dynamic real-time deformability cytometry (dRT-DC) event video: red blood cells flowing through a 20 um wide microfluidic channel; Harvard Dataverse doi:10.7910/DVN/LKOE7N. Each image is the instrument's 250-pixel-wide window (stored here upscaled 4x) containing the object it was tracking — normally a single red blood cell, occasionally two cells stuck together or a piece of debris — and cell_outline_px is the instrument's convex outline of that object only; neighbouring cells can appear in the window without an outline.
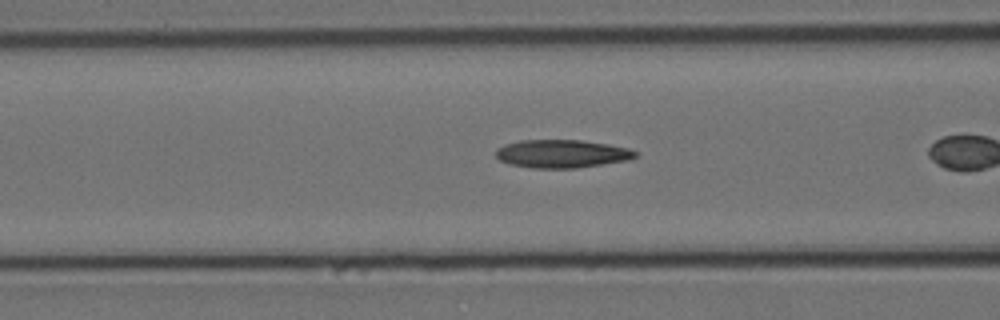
{"species": "Egyptian fruit bat (a non-hibernating species)", "species_latin": "Rousettus aegyptiacus", "temperature_condition": "cold", "stored_images_in_passage": 8, "camera_frame_rate_fps": 3000, "um_per_image_px": 0.085, "animal": {"sex": "female"}, "frame": {"image": 1, "passage_image": 7, "time_ms": 2.0, "image_size_px": [1000, 320], "cell_outline_px": [[640, 152], [636, 156], [628, 160], [576, 168], [532, 168], [508, 164], [500, 160], [496, 156], [496, 148], [504, 144], [520, 140], [580, 140], [608, 144], [628, 148]], "centroid_in_image_um": [47.74, 13.07], "position_along_channel_um": 118.9, "area_um2": 22.95}}